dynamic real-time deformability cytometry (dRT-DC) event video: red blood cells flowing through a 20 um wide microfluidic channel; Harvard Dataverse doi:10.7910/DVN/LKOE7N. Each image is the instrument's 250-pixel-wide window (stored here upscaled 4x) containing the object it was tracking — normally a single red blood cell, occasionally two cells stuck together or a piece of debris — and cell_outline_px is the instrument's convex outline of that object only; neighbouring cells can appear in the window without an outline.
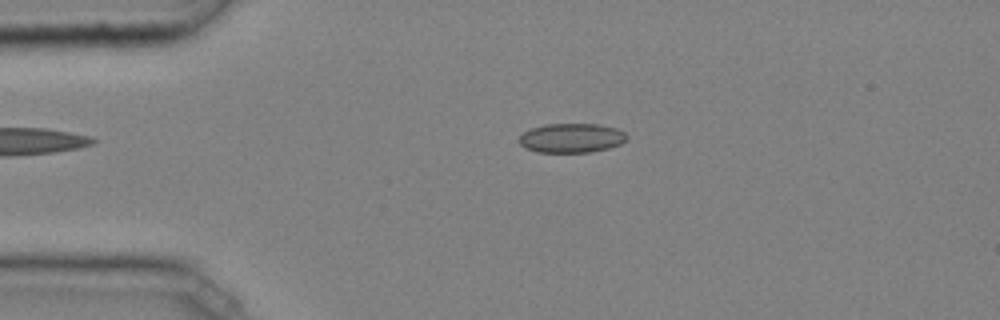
{"species": "common noctule bat (a hibernating species)", "species_latin": "Nyctalus noctula", "temperature_condition": "cold", "stored_images_in_passage": 35, "camera_frame_rate_fps": 3000, "um_per_image_px": 0.085, "animal": {"sex": "male", "body_mass_g": 20.4}, "frame": {"image": 1, "passage_image": 1, "time_ms": 0.0, "image_size_px": [1000, 320], "cell_outline_px": [[628, 136], [620, 144], [608, 148], [592, 152], [536, 152], [524, 148], [520, 144], [520, 136], [524, 132], [532, 128], [544, 124], [596, 124], [616, 128], [624, 132]], "centroid_in_image_um": [48.56, 11.73], "position_along_channel_um": 36.4, "area_um2": 18.32}}
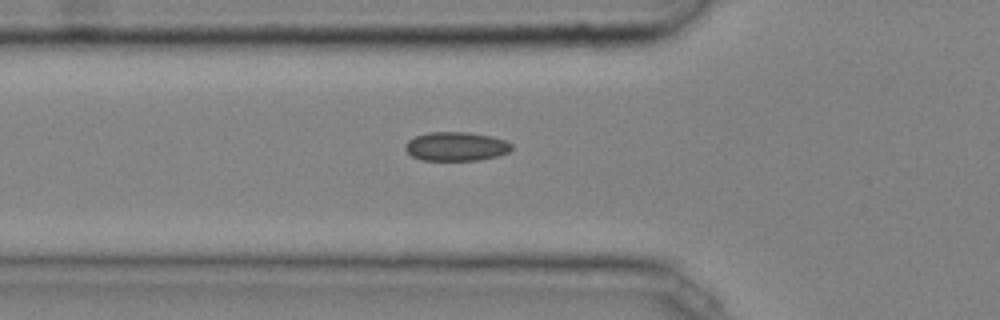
{"frame": {"image": 2, "passage_image": 7, "time_ms": 2.0, "image_size_px": [1000, 320], "cell_outline_px": [[512, 148], [508, 152], [500, 156], [480, 160], [424, 160], [412, 156], [404, 148], [404, 144], [408, 140], [416, 136], [428, 132], [468, 132], [492, 136], [504, 140], [512, 144]], "centroid_in_image_um": [38.78, 12.44], "position_along_channel_um": 87.0, "area_um2": 18.03}}
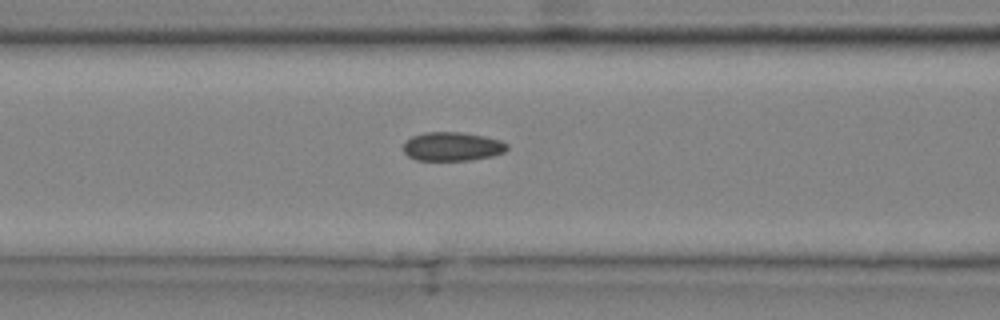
{"frame": {"image": 3, "passage_image": 10, "time_ms": 3.0, "image_size_px": [1000, 320], "cell_outline_px": [[508, 148], [504, 152], [492, 156], [468, 160], [416, 160], [408, 156], [404, 152], [404, 140], [412, 136], [424, 132], [460, 132], [484, 136], [500, 140], [508, 144]], "centroid_in_image_um": [38.42, 12.44], "position_along_channel_um": 128.2, "area_um2": 17.46}, "authors_computed_cell_mechanics": {"area_um2": 17.2244, "velocity_mm_per_s": 4.0734, "shape_relaxation_time_tau1_ms": null, "shape_relaxation_time_tau2_ms": 2.1562, "deformation_change_tau1": null, "deformation_change_tau2": 0.0638}}